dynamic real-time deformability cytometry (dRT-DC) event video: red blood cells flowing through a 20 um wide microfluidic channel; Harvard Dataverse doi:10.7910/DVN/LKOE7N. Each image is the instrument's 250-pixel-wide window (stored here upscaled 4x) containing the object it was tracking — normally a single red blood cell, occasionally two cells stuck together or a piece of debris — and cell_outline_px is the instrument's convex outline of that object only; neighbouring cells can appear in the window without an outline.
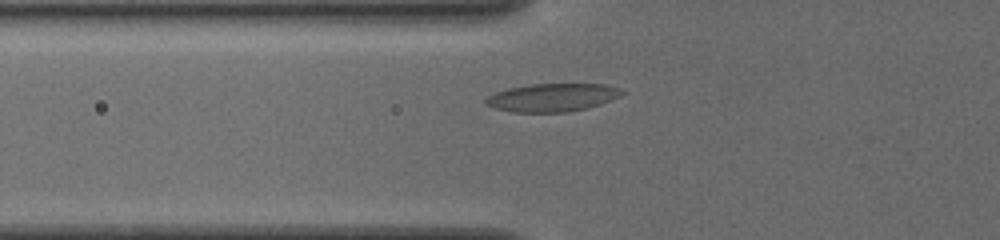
{"species": "common noctule bat (a hibernating species)", "species_latin": "Nyctalus noctula", "temperature_condition": "cold", "stored_images_in_passage": 38, "camera_frame_rate_fps": 3000, "um_per_image_px": 0.085, "animal": {"sex": "female", "body_mass_g": 19.5, "forearm_length_mm": 54.1}, "frame": {"image": 1, "passage_image": 8, "time_ms": 2.333, "image_size_px": [1000, 240], "cell_outline_px": [[624, 92], [620, 96], [612, 100], [600, 104], [584, 108], [564, 112], [512, 112], [496, 108], [484, 104], [484, 100], [488, 96], [496, 92], [508, 88], [532, 84], [608, 84], [620, 88]], "centroid_in_image_um": [46.95, 8.28], "position_along_channel_um": 78.9, "area_um2": 22.2}}
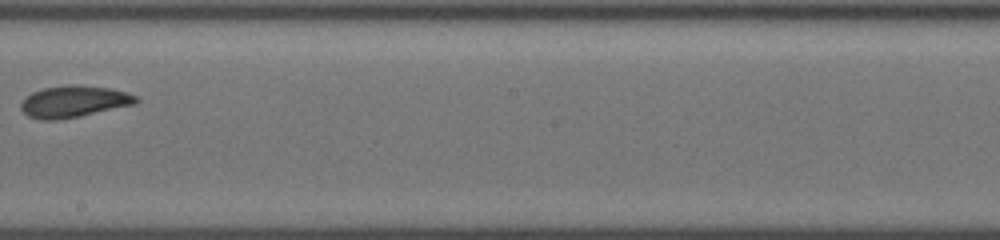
{"frame": {"image": 2, "passage_image": 20, "time_ms": 6.333, "image_size_px": [1000, 240], "cell_outline_px": [[140, 100], [136, 104], [80, 116], [56, 120], [44, 120], [28, 116], [20, 108], [20, 104], [24, 96], [32, 92], [44, 88], [72, 84], [76, 84], [108, 88], [128, 92], [140, 96]], "centroid_in_image_um": [6.3, 8.62], "position_along_channel_um": 241.9, "area_um2": 21.44}}
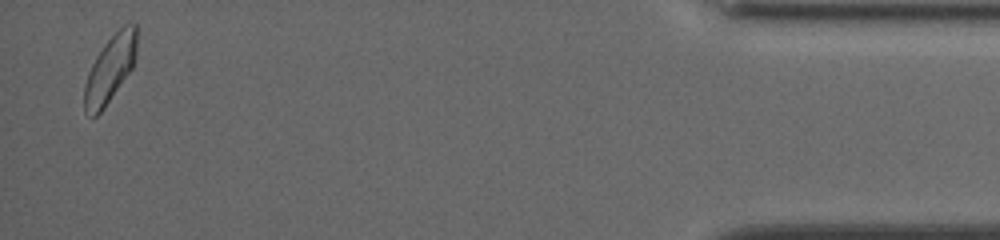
{"frame": {"image": 3, "passage_image": 37, "time_ms": 12.0, "image_size_px": [1000, 240], "cell_outline_px": [[136, 60], [132, 68], [104, 108], [96, 116], [92, 116], [84, 112], [84, 84], [88, 72], [96, 56], [104, 44], [128, 20], [136, 24]], "centroid_in_image_um": [9.36, 5.84], "position_along_channel_um": 425.8, "area_um2": 20.4}, "authors_computed_cell_mechanics": {"area_um2": 21.097, "velocity_mm_per_s": 3.8004, "shape_relaxation_time_tau1_ms": null, "shape_relaxation_time_tau2_ms": 7.0141, "deformation_change_tau1": null, "deformation_change_tau2": 0.0955}}